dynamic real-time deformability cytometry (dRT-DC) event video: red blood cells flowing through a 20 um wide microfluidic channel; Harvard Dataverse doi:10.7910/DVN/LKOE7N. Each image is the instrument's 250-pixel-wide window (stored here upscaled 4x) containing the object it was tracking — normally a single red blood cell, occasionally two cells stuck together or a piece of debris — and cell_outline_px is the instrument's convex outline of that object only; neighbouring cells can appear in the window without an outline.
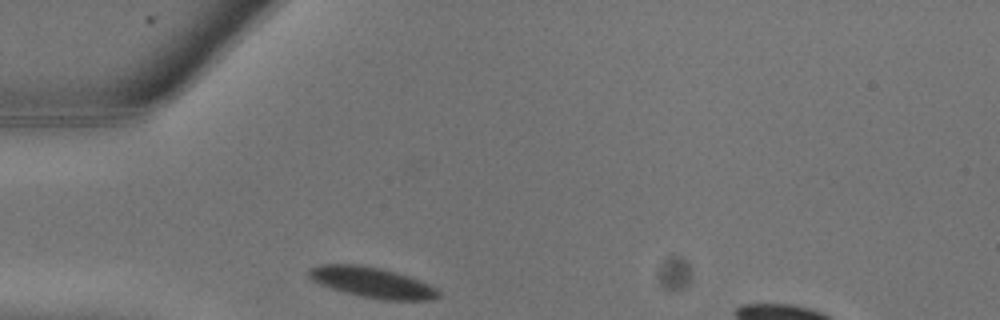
{"species": "common noctule bat (a hibernating species)", "species_latin": "Nyctalus noctula", "temperature_condition": "warm", "stored_images_in_passage": 3, "camera_frame_rate_fps": 3000, "um_per_image_px": 0.085, "animal": {"sex": "male", "body_mass_g": 13.3}, "frame": {"image": 1, "passage_image": 1, "time_ms": 0.0, "image_size_px": [1000, 320], "cell_outline_px": [[440, 296], [432, 300], [384, 300], [364, 296], [332, 288], [320, 284], [312, 280], [308, 276], [308, 268], [320, 264], [360, 264], [384, 268], [408, 276], [428, 284], [436, 288], [440, 292]], "centroid_in_image_um": [31.63, 23.98], "position_along_channel_um": 53.4, "area_um2": 22.95}}